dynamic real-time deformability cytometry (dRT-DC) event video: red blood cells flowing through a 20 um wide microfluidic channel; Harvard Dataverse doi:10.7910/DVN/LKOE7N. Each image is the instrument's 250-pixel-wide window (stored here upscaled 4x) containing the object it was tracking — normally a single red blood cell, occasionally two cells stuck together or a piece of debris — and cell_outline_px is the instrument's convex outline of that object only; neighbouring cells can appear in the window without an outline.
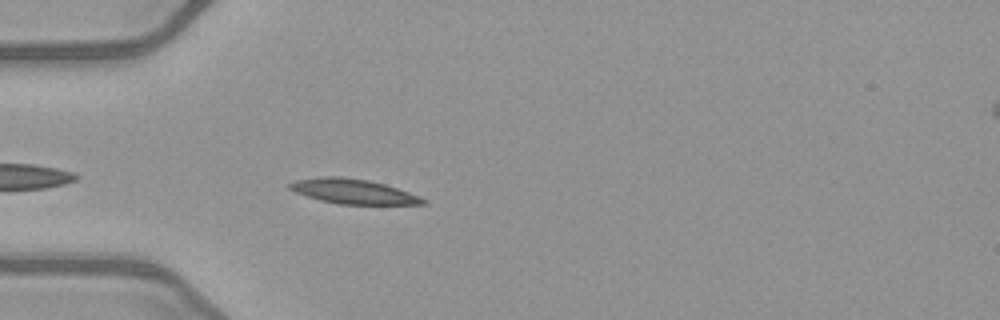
{"species": "common noctule bat (a hibernating species)", "species_latin": "Nyctalus noctula", "temperature_condition": "warm", "stored_images_in_passage": 30, "camera_frame_rate_fps": 3000, "um_per_image_px": 0.085, "animal": {"sex": "female", "body_mass_g": 21.9}, "frame": {"image": 1, "passage_image": 3, "time_ms": 0.667, "image_size_px": [1000, 320], "cell_outline_px": [[428, 204], [340, 204], [320, 200], [296, 192], [288, 188], [288, 184], [296, 180], [324, 176], [336, 176], [368, 180], [384, 184], [420, 196], [428, 200]], "centroid_in_image_um": [30.04, 16.27], "position_along_channel_um": 55.0, "area_um2": 19.02}}
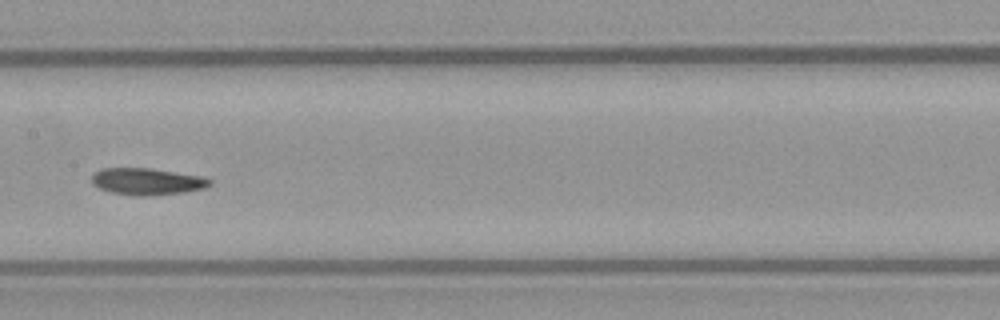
{"frame": {"image": 2, "passage_image": 14, "time_ms": 4.333, "image_size_px": [1000, 320], "cell_outline_px": [[212, 184], [204, 188], [184, 192], [144, 196], [136, 196], [112, 192], [100, 188], [92, 184], [92, 176], [100, 168], [148, 168], [200, 176], [212, 180]], "centroid_in_image_um": [12.49, 15.42], "position_along_channel_um": 194.9, "area_um2": 18.21}}
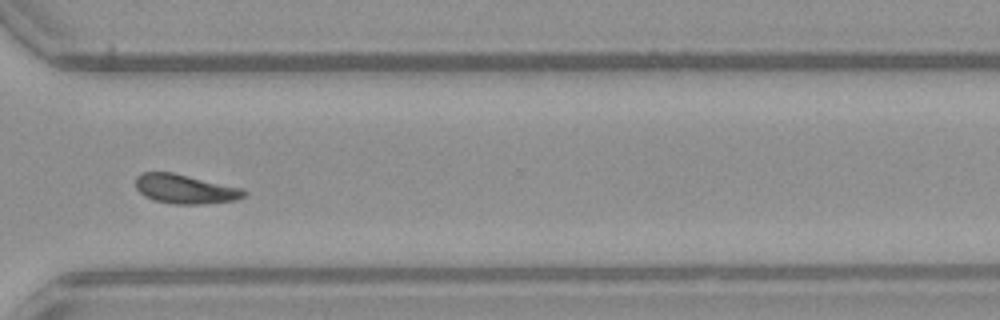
{"frame": {"image": 3, "passage_image": 26, "time_ms": 8.333, "image_size_px": [1000, 320], "cell_outline_px": [[248, 192], [244, 196], [236, 200], [204, 204], [172, 204], [156, 200], [144, 196], [136, 188], [136, 176], [144, 172], [172, 172], [240, 188]], "centroid_in_image_um": [15.72, 16.07], "position_along_channel_um": 354.9, "area_um2": 18.26}, "authors_computed_cell_mechanics": {"area_um2": 18.2648, "velocity_mm_per_s": 4.0057, "shape_relaxation_time_tau1_ms": 5.7658, "shape_relaxation_time_tau2_ms": null, "deformation_change_tau1": 0.1567, "deformation_change_tau2": null}}